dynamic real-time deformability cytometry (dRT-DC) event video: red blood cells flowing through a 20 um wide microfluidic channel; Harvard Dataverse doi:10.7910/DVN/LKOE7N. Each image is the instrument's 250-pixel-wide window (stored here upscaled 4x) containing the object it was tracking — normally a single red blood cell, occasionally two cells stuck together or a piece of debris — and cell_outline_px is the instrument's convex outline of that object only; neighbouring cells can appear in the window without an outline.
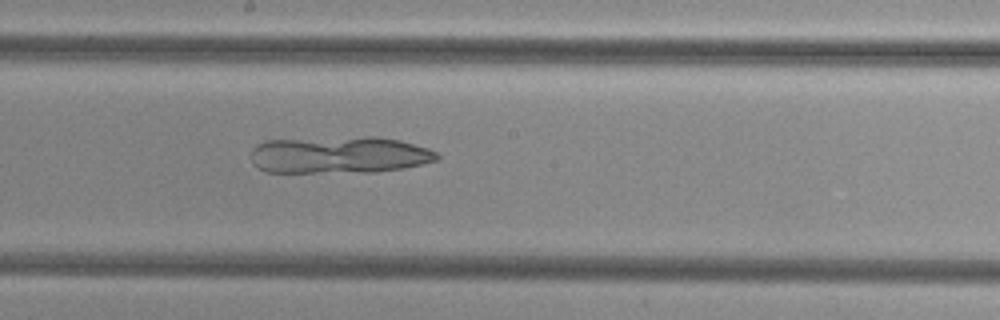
{"species": "common noctule bat (a hibernating species)", "species_latin": "Nyctalus noctula", "temperature_condition": "cold", "stored_images_in_passage": 44, "camera_frame_rate_fps": 3000, "um_per_image_px": 0.085, "animal": {"sex": "female", "body_mass_g": 29.2, "forearm_length_mm": 56.3}, "frame": {"image": 1, "passage_image": 21, "time_ms": 6.667, "image_size_px": [1000, 320], "cell_outline_px": [[440, 156], [436, 160], [404, 168], [376, 172], [268, 172], [252, 164], [252, 148], [256, 144], [264, 140], [368, 136], [376, 136], [400, 140], [428, 148], [436, 152]], "centroid_in_image_um": [28.83, 13.16], "position_along_channel_um": 219.4, "area_um2": 40.34}}
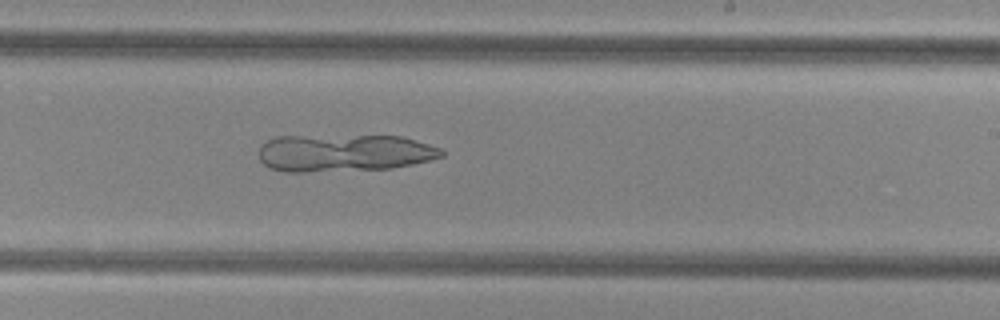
{"frame": {"image": 2, "passage_image": 24, "time_ms": 7.667, "image_size_px": [1000, 320], "cell_outline_px": [[444, 156], [432, 160], [392, 168], [304, 172], [284, 172], [268, 168], [260, 160], [260, 144], [276, 136], [400, 136], [428, 144], [440, 148], [444, 152]], "centroid_in_image_um": [29.22, 13.0], "position_along_channel_um": 259.8, "area_um2": 39.82}}
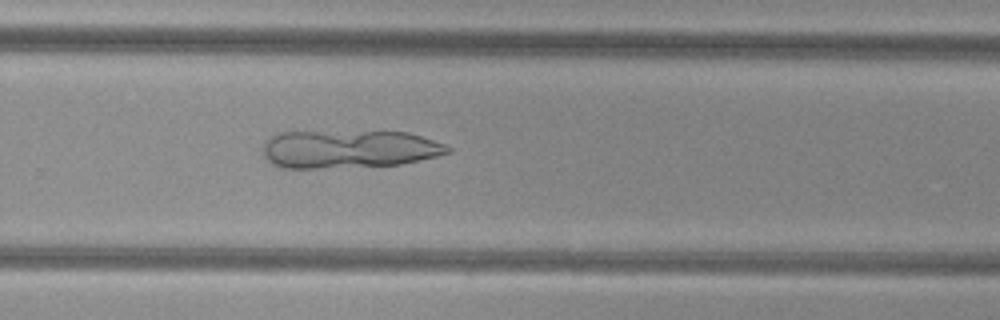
{"frame": {"image": 3, "passage_image": 27, "time_ms": 8.667, "image_size_px": [1000, 320], "cell_outline_px": [[452, 152], [436, 156], [400, 164], [316, 168], [280, 168], [272, 164], [264, 156], [260, 148], [264, 140], [276, 132], [408, 132], [444, 144], [452, 148]], "centroid_in_image_um": [29.57, 12.67], "position_along_channel_um": 300.2, "area_um2": 40.92}}